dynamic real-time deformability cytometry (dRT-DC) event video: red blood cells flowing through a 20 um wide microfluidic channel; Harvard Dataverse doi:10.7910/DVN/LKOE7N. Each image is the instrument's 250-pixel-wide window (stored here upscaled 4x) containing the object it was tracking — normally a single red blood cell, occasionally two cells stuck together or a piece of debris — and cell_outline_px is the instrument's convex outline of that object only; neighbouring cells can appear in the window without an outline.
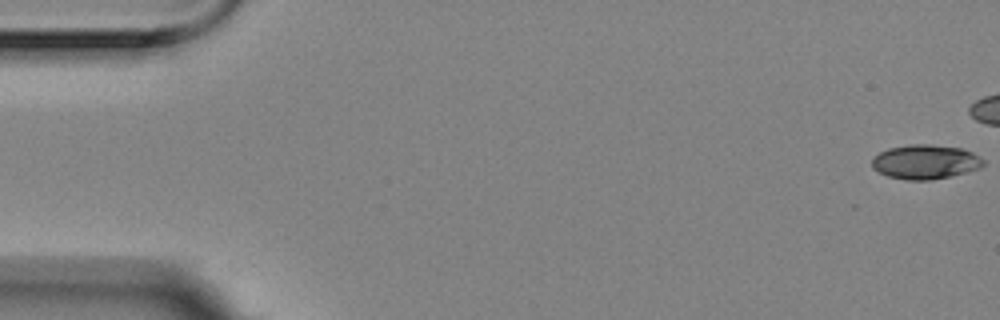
{"species": "Egyptian fruit bat (a non-hibernating species)", "species_latin": "Rousettus aegyptiacus", "temperature_condition": "room temperature", "stored_images_in_passage": 5, "camera_frame_rate_fps": 3000, "um_per_image_px": 0.085, "animal": {"sex": "female"}, "frame": {"image": 1, "passage_image": 1, "time_ms": 0.0, "image_size_px": [1000, 320], "cell_outline_px": [[984, 164], [980, 168], [968, 172], [952, 176], [928, 180], [904, 180], [888, 176], [872, 168], [872, 156], [888, 148], [912, 144], [928, 144], [960, 148], [972, 152], [980, 156], [984, 160]], "centroid_in_image_um": [78.65, 13.76], "position_along_channel_um": 6.3, "area_um2": 22.43}}
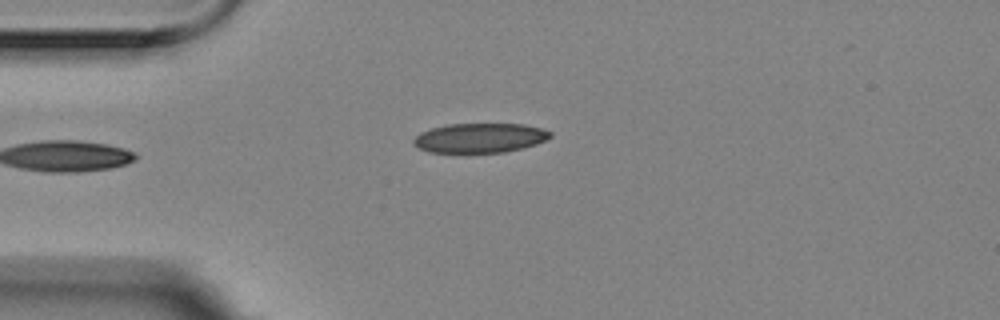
{"frame": {"image": 2, "passage_image": 5, "time_ms": 1.333, "image_size_px": [1000, 320], "cell_outline_px": [[552, 136], [536, 144], [524, 148], [504, 152], [468, 156], [428, 152], [412, 144], [412, 140], [420, 132], [432, 128], [448, 124], [524, 124], [540, 128], [552, 132]], "centroid_in_image_um": [40.73, 11.78], "position_along_channel_um": 44.3, "area_um2": 24.57}}